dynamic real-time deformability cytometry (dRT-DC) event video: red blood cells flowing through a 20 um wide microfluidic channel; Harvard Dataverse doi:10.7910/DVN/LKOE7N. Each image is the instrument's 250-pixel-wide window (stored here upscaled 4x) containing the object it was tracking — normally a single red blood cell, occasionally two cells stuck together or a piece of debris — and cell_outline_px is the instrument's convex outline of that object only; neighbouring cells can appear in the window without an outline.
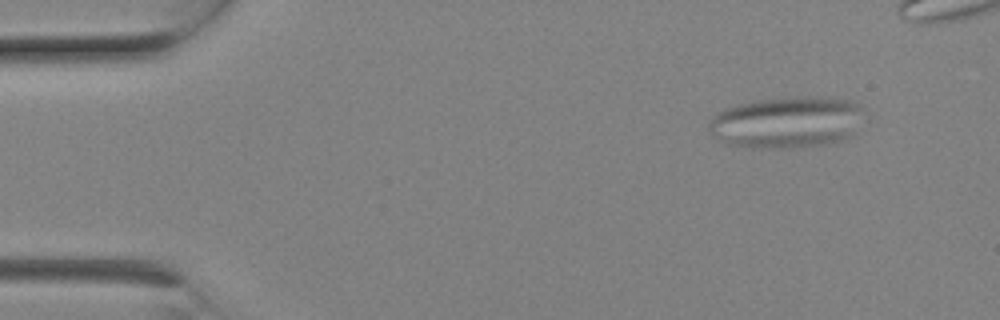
{"species": "Egyptian fruit bat (a non-hibernating species)", "species_latin": "Rousettus aegyptiacus", "temperature_condition": "room temperature", "stored_images_in_passage": 7, "camera_frame_rate_fps": 3000, "um_per_image_px": 0.085, "animal": {"sex": "female"}, "frame": {"image": 1, "passage_image": 2, "time_ms": 0.333, "image_size_px": [1000, 320], "cell_outline_px": [[864, 112], [852, 132], [844, 140], [828, 144], [796, 148], [752, 148], [728, 144], [720, 140], [708, 128], [708, 124], [712, 116], [724, 108], [740, 104], [760, 100], [812, 96], [848, 100], [860, 104], [864, 108]], "centroid_in_image_um": [66.88, 10.41], "position_along_channel_um": 18.1, "area_um2": 46.41}}
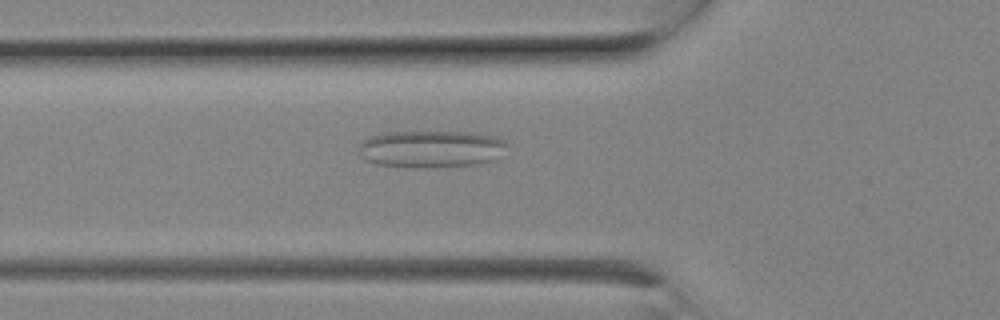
{"frame": {"image": 2, "passage_image": 7, "time_ms": 2.0, "image_size_px": [1000, 320], "cell_outline_px": [[508, 144], [492, 160], [476, 164], [428, 168], [412, 168], [376, 164], [364, 160], [360, 152], [360, 144], [364, 140], [372, 136], [388, 132], [476, 132], [500, 136]], "centroid_in_image_um": [36.65, 12.66], "position_along_channel_um": 89.2, "area_um2": 32.19}}